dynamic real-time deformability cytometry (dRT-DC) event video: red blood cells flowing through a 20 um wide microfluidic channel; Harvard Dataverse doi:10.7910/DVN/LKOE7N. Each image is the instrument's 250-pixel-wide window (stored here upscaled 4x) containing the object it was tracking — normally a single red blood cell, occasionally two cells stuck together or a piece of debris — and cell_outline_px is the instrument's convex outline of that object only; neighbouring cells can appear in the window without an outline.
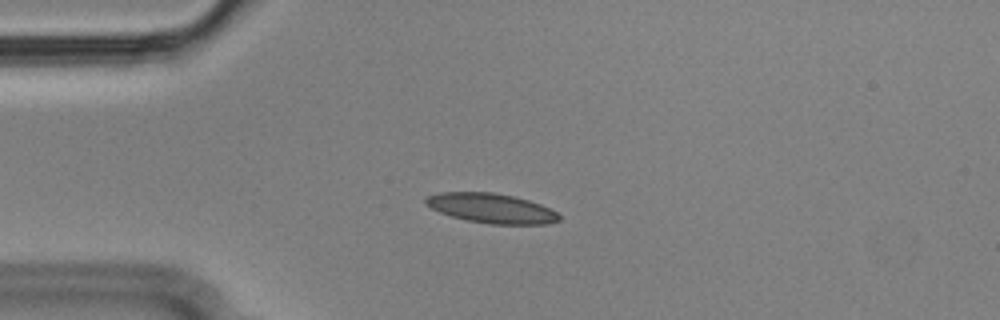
{"species": "Egyptian fruit bat (a non-hibernating species)", "species_latin": "Rousettus aegyptiacus", "temperature_condition": "cold", "stored_images_in_passage": 53, "camera_frame_rate_fps": 3000, "um_per_image_px": 0.085, "animal": {"sex": "male"}, "frame": {"image": 1, "passage_image": 11, "time_ms": 3.333, "image_size_px": [1000, 320], "cell_outline_px": [[560, 220], [548, 224], [492, 224], [468, 220], [452, 216], [440, 212], [424, 204], [424, 200], [428, 196], [440, 192], [492, 192], [516, 196], [540, 204], [556, 212], [560, 216]], "centroid_in_image_um": [41.77, 17.69], "position_along_channel_um": 43.2, "area_um2": 22.95}}
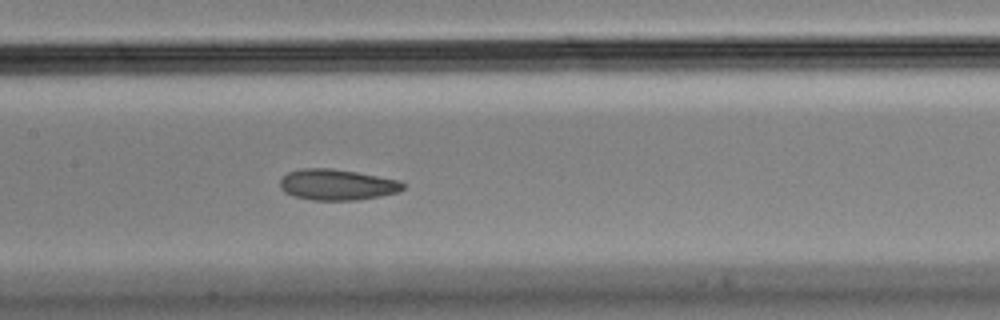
{"frame": {"image": 2, "passage_image": 24, "time_ms": 7.667, "image_size_px": [1000, 320], "cell_outline_px": [[404, 188], [396, 192], [380, 196], [356, 200], [312, 200], [296, 196], [284, 192], [280, 188], [280, 180], [288, 172], [304, 168], [328, 168], [356, 172], [400, 180], [404, 184]], "centroid_in_image_um": [28.64, 15.7], "position_along_channel_um": 178.8, "area_um2": 21.96}}
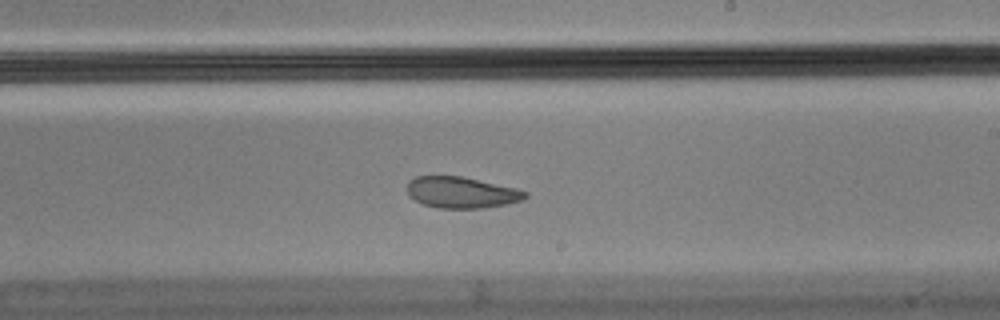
{"frame": {"image": 3, "passage_image": 30, "time_ms": 9.667, "image_size_px": [1000, 320], "cell_outline_px": [[528, 196], [524, 200], [508, 204], [484, 208], [440, 208], [424, 204], [408, 196], [408, 180], [416, 176], [460, 176], [516, 188], [528, 192]], "centroid_in_image_um": [39.25, 16.36], "position_along_channel_um": 249.7, "area_um2": 21.5}, "authors_computed_cell_mechanics": {"area_um2": 22.542, "velocity_mm_per_s": 3.5738, "shape_relaxation_time_tau1_ms": null, "shape_relaxation_time_tau2_ms": 1.4769, "deformation_change_tau1": null, "deformation_change_tau2": 0.0586}}